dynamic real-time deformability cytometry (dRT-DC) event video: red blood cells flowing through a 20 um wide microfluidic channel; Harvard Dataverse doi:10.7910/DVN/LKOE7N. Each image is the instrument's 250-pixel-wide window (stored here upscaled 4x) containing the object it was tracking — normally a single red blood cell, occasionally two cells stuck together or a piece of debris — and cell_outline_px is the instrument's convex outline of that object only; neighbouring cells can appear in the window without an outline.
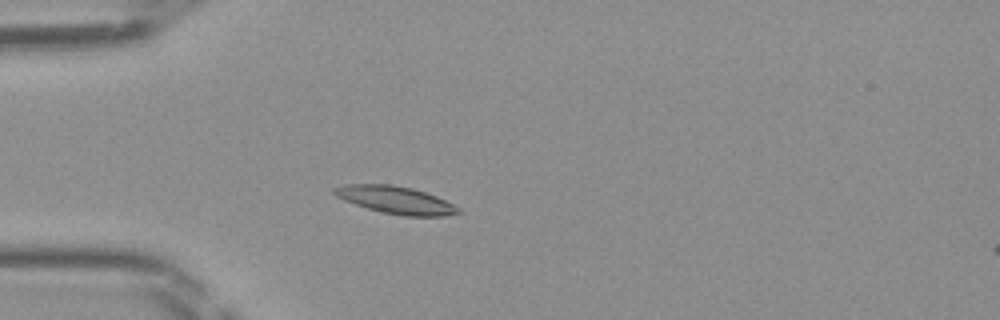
{"species": "Egyptian fruit bat (a non-hibernating species)", "species_latin": "Rousettus aegyptiacus", "temperature_condition": "room temperature", "stored_images_in_passage": 12, "camera_frame_rate_fps": 3000, "um_per_image_px": 0.085, "frame": {"image": 1, "passage_image": 10, "time_ms": 3.0, "image_size_px": [1000, 320], "cell_outline_px": [[460, 212], [444, 216], [404, 216], [384, 212], [368, 208], [344, 200], [336, 196], [332, 192], [332, 188], [344, 184], [392, 184], [412, 188], [436, 196], [460, 208]], "centroid_in_image_um": [33.6, 16.98], "position_along_channel_um": 51.4, "area_um2": 19.65}}